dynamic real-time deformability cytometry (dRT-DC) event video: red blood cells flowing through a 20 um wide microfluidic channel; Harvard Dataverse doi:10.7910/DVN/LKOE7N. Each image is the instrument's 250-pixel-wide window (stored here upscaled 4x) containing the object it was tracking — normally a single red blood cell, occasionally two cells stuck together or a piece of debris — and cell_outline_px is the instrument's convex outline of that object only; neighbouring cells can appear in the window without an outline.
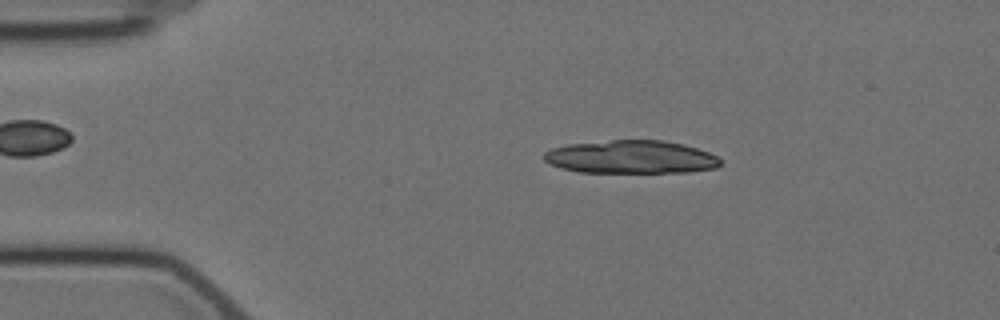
{"species": "Egyptian fruit bat (a non-hibernating species)", "species_latin": "Rousettus aegyptiacus", "temperature_condition": "cold", "stored_images_in_passage": 4, "camera_frame_rate_fps": 3000, "um_per_image_px": 0.085, "animal": {"sex": "female"}, "frame": {"image": 1, "passage_image": 2, "time_ms": 1.333, "image_size_px": [1000, 320], "cell_outline_px": [[720, 164], [716, 168], [688, 172], [580, 172], [560, 168], [544, 160], [544, 152], [552, 148], [568, 144], [612, 140], [664, 140], [684, 144], [708, 152], [716, 156], [720, 160]], "centroid_in_image_um": [53.63, 13.34], "position_along_channel_um": 31.4, "area_um2": 33.99}}